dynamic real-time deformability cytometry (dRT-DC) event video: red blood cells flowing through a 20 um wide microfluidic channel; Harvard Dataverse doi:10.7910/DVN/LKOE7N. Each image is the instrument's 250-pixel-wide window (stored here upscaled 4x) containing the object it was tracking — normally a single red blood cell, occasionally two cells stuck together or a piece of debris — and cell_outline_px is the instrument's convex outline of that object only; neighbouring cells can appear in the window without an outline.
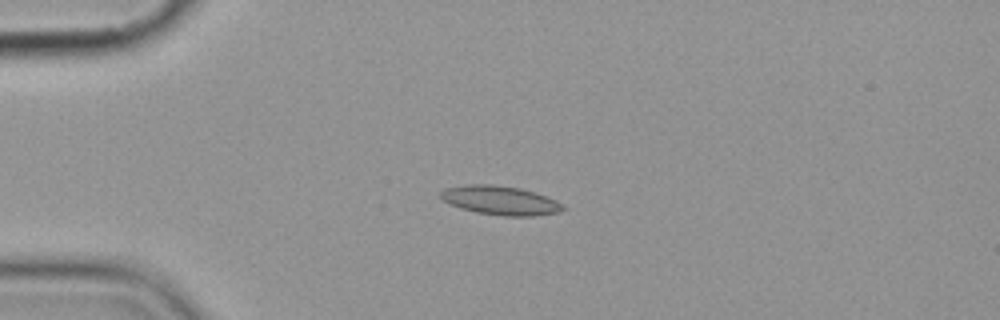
{"species": "common noctule bat (a hibernating species)", "species_latin": "Nyctalus noctula", "temperature_condition": "cold", "stored_images_in_passage": 5, "camera_frame_rate_fps": 3000, "um_per_image_px": 0.085, "animal": {"sex": "female", "body_mass_g": 19.9}, "frame": {"image": 1, "passage_image": 3, "time_ms": 3.333, "image_size_px": [1000, 320], "cell_outline_px": [[568, 208], [560, 212], [532, 216], [504, 216], [476, 212], [460, 208], [448, 204], [440, 196], [440, 192], [444, 188], [464, 184], [492, 184], [520, 188], [536, 192], [556, 200], [564, 204]], "centroid_in_image_um": [42.54, 17.03], "position_along_channel_um": 42.5, "area_um2": 20.98}}
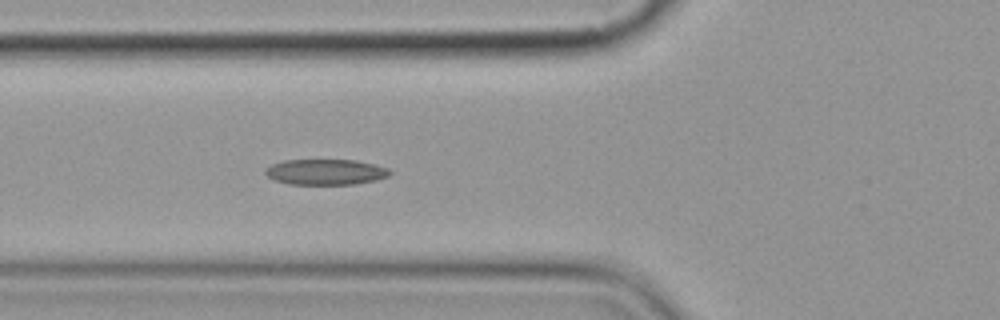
{"frame": {"image": 2, "passage_image": 5, "time_ms": 5.667, "image_size_px": [1000, 320], "cell_outline_px": [[392, 172], [388, 176], [376, 180], [356, 184], [288, 184], [276, 180], [268, 176], [264, 172], [264, 168], [272, 164], [284, 160], [356, 160], [388, 168]], "centroid_in_image_um": [27.67, 14.62], "position_along_channel_um": 98.1, "area_um2": 18.55}}